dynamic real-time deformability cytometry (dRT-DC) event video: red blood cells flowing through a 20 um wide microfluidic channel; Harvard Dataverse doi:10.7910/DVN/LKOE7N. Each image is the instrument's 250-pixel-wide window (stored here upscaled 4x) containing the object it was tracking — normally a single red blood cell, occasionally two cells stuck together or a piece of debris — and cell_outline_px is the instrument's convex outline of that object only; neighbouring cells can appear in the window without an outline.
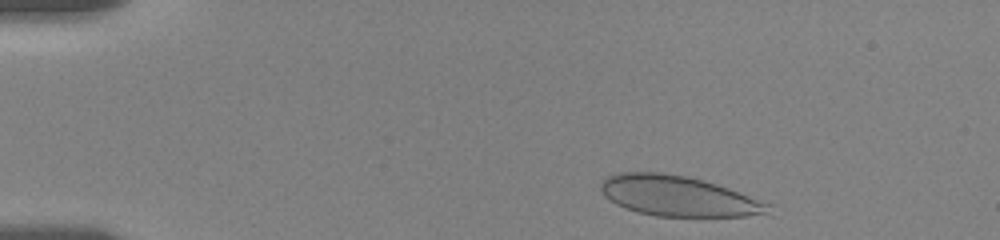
{"species": "human", "species_latin": "Homo sapiens", "temperature_condition": "room temperature", "stored_images_in_passage": 22, "camera_frame_rate_fps": 3000, "um_per_image_px": 0.085, "donor": {"sex": "female"}, "frame": {"image": 1, "passage_image": 2, "time_ms": 0.667, "image_size_px": [1000, 240], "cell_outline_px": [[772, 204], [764, 212], [744, 216], [656, 216], [636, 212], [624, 208], [616, 204], [604, 196], [600, 188], [600, 184], [604, 176], [620, 172], [660, 172], [688, 176], [704, 180], [728, 188]], "centroid_in_image_um": [57.54, 16.64], "position_along_channel_um": 27.5, "area_um2": 39.19}}
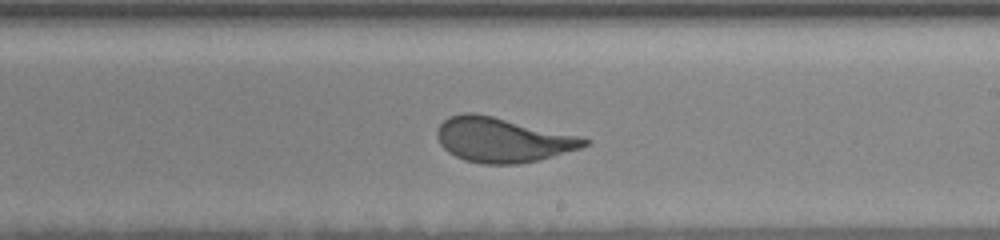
{"frame": {"image": 2, "passage_image": 14, "time_ms": 9.0, "image_size_px": [1000, 240], "cell_outline_px": [[592, 140], [588, 144], [580, 148], [540, 160], [516, 164], [484, 164], [464, 160], [448, 152], [440, 144], [436, 136], [436, 132], [440, 124], [448, 116], [464, 112], [476, 112], [576, 136]], "centroid_in_image_um": [42.65, 11.89], "position_along_channel_um": 246.3, "area_um2": 38.03}}
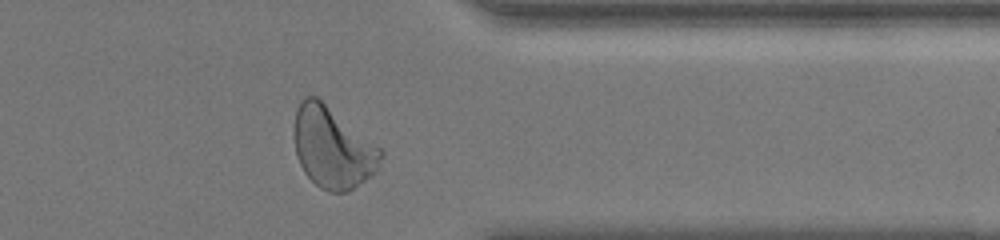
{"frame": {"image": 3, "passage_image": 21, "time_ms": 13.0, "image_size_px": [1000, 240], "cell_outline_px": [[384, 152], [376, 172], [372, 176], [348, 192], [328, 192], [320, 188], [304, 172], [300, 164], [296, 152], [292, 132], [296, 112], [300, 100], [304, 96], [316, 96], [384, 148]], "centroid_in_image_um": [28.3, 12.54], "position_along_channel_um": 383.1, "area_um2": 41.67}, "authors_computed_cell_mechanics": {"area_um2": 38.6104, "velocity_mm_per_s": 3.5619, "shape_relaxation_time_tau1_ms": 4.4751, "shape_relaxation_time_tau2_ms": null, "deformation_change_tau1": 0.1494, "deformation_change_tau2": null}}